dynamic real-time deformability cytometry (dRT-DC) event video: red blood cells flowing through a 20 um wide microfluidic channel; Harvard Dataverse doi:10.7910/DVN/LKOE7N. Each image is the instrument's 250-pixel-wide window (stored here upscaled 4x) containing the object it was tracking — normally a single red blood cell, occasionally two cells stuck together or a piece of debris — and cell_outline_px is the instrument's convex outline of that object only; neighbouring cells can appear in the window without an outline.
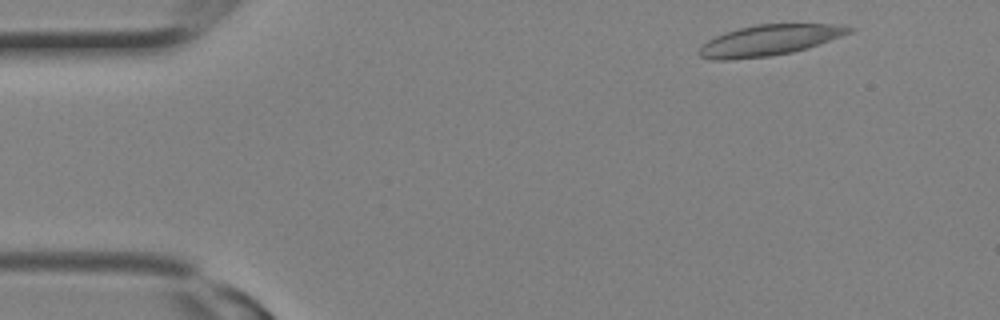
{"species": "Egyptian fruit bat (a non-hibernating species)", "species_latin": "Rousettus aegyptiacus", "temperature_condition": "room temperature", "stored_images_in_passage": 3, "camera_frame_rate_fps": 3000, "um_per_image_px": 0.085, "animal": {"sex": "female"}, "frame": {"image": 1, "passage_image": 1, "time_ms": 0.0, "image_size_px": [1000, 320], "cell_outline_px": [[856, 28], [852, 32], [808, 48], [792, 52], [768, 56], [728, 60], [712, 60], [700, 56], [700, 48], [708, 40], [724, 32], [756, 24], [832, 24]], "centroid_in_image_um": [65.4, 3.42], "position_along_channel_um": 19.6, "area_um2": 26.59}}